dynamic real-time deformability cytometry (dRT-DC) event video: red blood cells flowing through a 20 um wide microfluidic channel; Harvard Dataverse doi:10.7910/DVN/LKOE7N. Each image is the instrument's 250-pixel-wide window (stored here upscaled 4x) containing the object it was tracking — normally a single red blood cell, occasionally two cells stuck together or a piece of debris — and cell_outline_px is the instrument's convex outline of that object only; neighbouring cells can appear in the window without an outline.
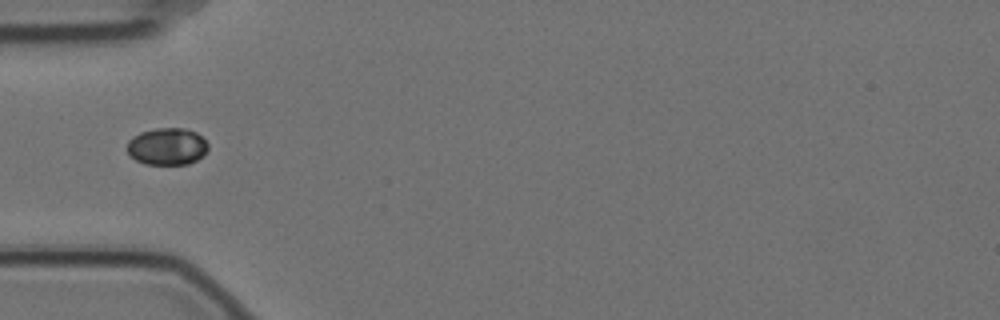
{"species": "Egyptian fruit bat (a non-hibernating species)", "species_latin": "Rousettus aegyptiacus", "temperature_condition": "cold", "stored_images_in_passage": 12, "camera_frame_rate_fps": 3000, "um_per_image_px": 0.085, "animal": {"sex": "female"}, "frame": {"image": 1, "passage_image": 2, "time_ms": 0.333, "image_size_px": [1000, 320], "cell_outline_px": [[208, 148], [196, 160], [188, 164], [144, 164], [136, 160], [128, 152], [128, 140], [132, 136], [140, 132], [156, 128], [184, 128], [196, 132], [208, 144]], "centroid_in_image_um": [14.18, 12.44], "position_along_channel_um": 70.8, "area_um2": 17.34}}
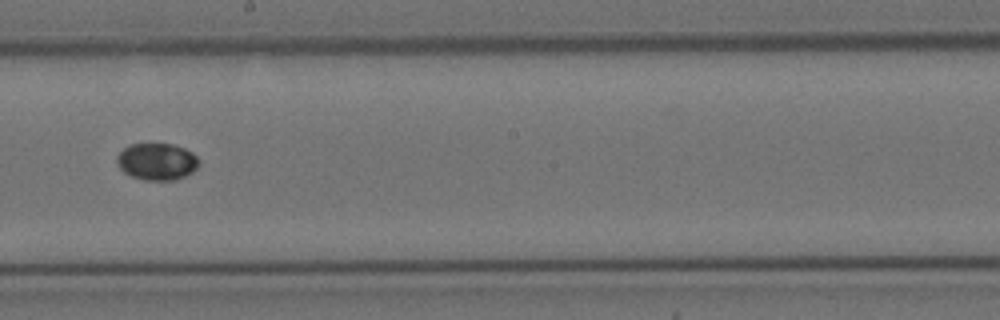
{"frame": {"image": 2, "passage_image": 6, "time_ms": 1.667, "image_size_px": [1000, 320], "cell_outline_px": [[200, 164], [192, 172], [176, 180], [144, 180], [132, 176], [124, 172], [116, 164], [116, 156], [124, 148], [132, 144], [172, 144], [184, 148], [192, 152], [200, 160]], "centroid_in_image_um": [13.34, 13.74], "position_along_channel_um": 234.9, "area_um2": 17.69}}
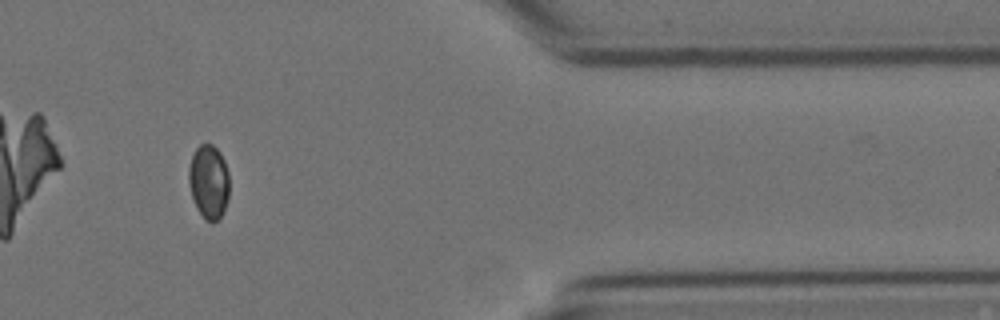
{"frame": {"image": 3, "passage_image": 10, "time_ms": 3.0, "image_size_px": [1000, 320], "cell_outline_px": [[228, 196], [224, 212], [220, 220], [212, 224], [204, 220], [196, 208], [188, 184], [188, 168], [192, 156], [196, 148], [200, 144], [212, 144], [220, 152], [224, 160], [228, 172]], "centroid_in_image_um": [17.74, 15.5], "position_along_channel_um": 393.7, "area_um2": 17.86}}